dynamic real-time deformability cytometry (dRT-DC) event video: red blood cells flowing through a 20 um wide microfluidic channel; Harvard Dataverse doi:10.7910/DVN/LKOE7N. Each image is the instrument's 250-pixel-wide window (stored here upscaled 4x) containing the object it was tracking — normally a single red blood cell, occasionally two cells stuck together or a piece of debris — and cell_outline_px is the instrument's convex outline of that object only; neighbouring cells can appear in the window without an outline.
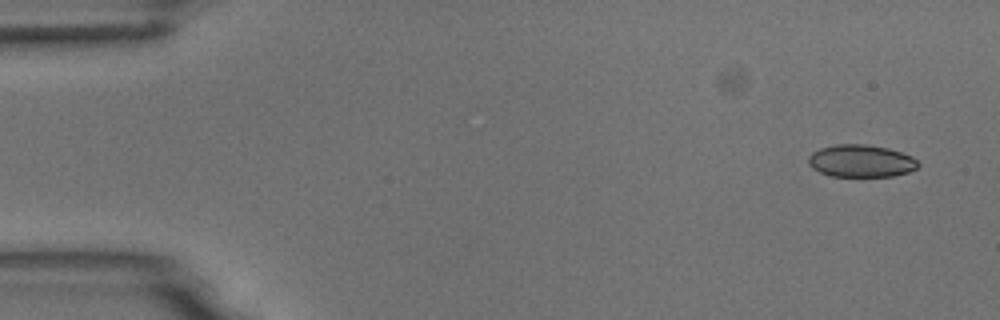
{"species": "common noctule bat (a hibernating species)", "species_latin": "Nyctalus noctula", "temperature_condition": "room temperature", "stored_images_in_passage": 3, "camera_frame_rate_fps": 3000, "um_per_image_px": 0.085, "animal": {"sex": "male", "body_mass_g": 18.8}, "frame": {"image": 1, "passage_image": 3, "time_ms": 2.333, "image_size_px": [1000, 320], "cell_outline_px": [[920, 164], [916, 168], [908, 172], [892, 176], [832, 176], [820, 172], [812, 168], [808, 164], [808, 156], [812, 152], [820, 148], [836, 144], [864, 144], [888, 148], [912, 156]], "centroid_in_image_um": [73.16, 13.68], "position_along_channel_um": 11.8, "area_um2": 20.69}}